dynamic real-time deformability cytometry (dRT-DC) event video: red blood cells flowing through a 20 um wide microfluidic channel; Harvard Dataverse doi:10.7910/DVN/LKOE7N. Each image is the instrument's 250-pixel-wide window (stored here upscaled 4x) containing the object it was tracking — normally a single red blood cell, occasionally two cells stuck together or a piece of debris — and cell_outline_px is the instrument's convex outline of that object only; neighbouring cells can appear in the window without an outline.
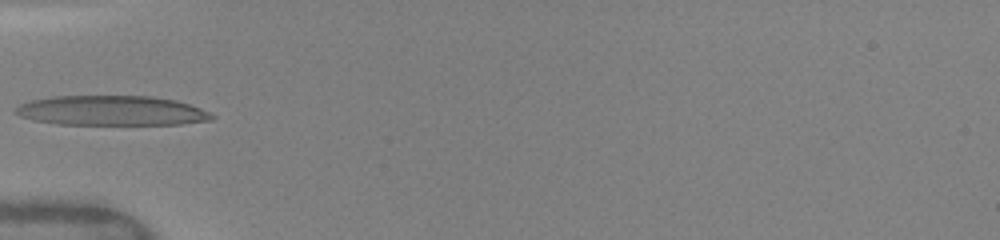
{"species": "human", "species_latin": "Homo sapiens", "temperature_condition": "warm", "stored_images_in_passage": 25, "camera_frame_rate_fps": 3000, "um_per_image_px": 0.085, "donor": {"sex": "female"}, "frame": {"image": 1, "passage_image": 7, "time_ms": 5.667, "image_size_px": [1000, 240], "cell_outline_px": [[216, 116], [212, 120], [180, 124], [56, 124], [32, 120], [20, 116], [12, 112], [20, 104], [32, 100], [52, 96], [152, 96], [176, 100], [200, 108]], "centroid_in_image_um": [9.46, 9.4], "position_along_channel_um": 75.5, "area_um2": 34.1}}
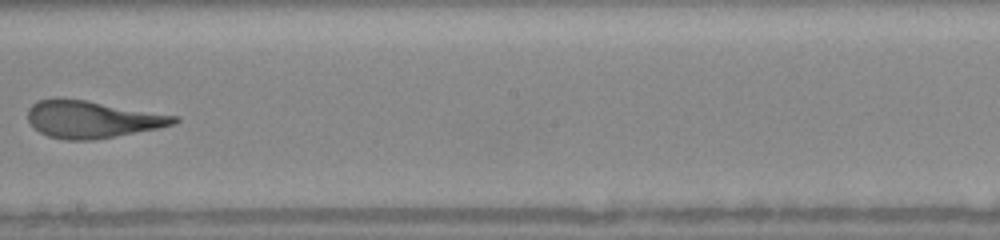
{"frame": {"image": 2, "passage_image": 11, "time_ms": 9.667, "image_size_px": [1000, 240], "cell_outline_px": [[180, 120], [176, 124], [160, 128], [116, 136], [92, 140], [64, 140], [48, 136], [40, 132], [28, 120], [28, 108], [32, 104], [40, 100], [56, 96], [84, 100], [180, 116]], "centroid_in_image_um": [7.85, 10.13], "position_along_channel_um": 240.4, "area_um2": 31.91}}
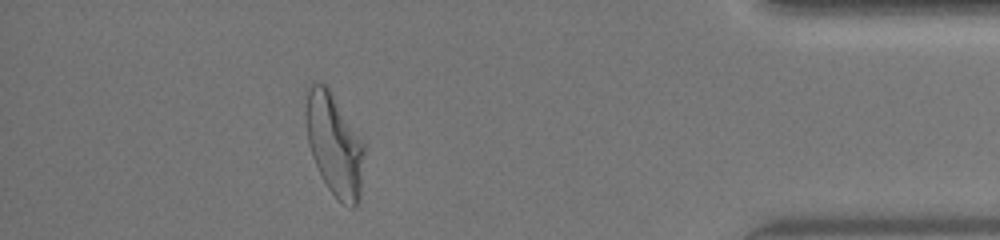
{"frame": {"image": 3, "passage_image": 22, "time_ms": 14.667, "image_size_px": [1000, 240], "cell_outline_px": [[364, 152], [360, 196], [356, 208], [352, 208], [344, 204], [328, 188], [312, 156], [308, 144], [308, 88], [312, 80], [316, 80], [324, 84], [328, 88], [364, 144]], "centroid_in_image_um": [28.45, 12.33], "position_along_channel_um": 406.8, "area_um2": 33.52}, "authors_computed_cell_mechanics": {"area_um2": 32.4836, "velocity_mm_per_s": 4.0924, "shape_relaxation_time_tau1_ms": 3.3262, "shape_relaxation_time_tau2_ms": 0.6549, "deformation_change_tau1": 0.1639, "deformation_change_tau2": 0.0641}}